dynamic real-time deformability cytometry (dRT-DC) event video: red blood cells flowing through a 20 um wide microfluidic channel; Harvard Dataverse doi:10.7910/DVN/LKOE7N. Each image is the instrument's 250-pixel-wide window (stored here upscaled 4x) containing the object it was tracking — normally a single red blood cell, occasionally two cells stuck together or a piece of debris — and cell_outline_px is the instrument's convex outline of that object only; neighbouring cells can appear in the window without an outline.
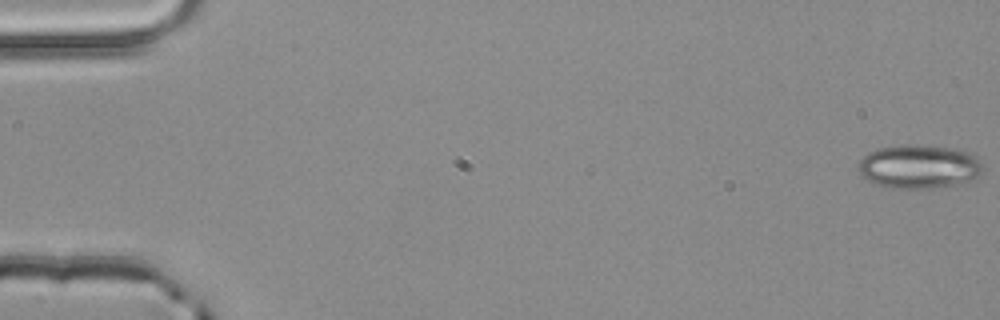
{"species": "common noctule bat (a hibernating species)", "species_latin": "Nyctalus noctula", "temperature_condition": "room temperature", "stored_images_in_passage": 4, "camera_frame_rate_fps": 3000, "um_per_image_px": 0.085, "animal": {"sex": "male", "body_mass_g": 20.4}, "frame": {"image": 1, "passage_image": 1, "time_ms": 0.0, "image_size_px": [1000, 320], "cell_outline_px": [[980, 172], [976, 176], [968, 180], [956, 184], [932, 188], [884, 188], [872, 184], [860, 172], [860, 160], [868, 152], [876, 148], [900, 144], [916, 144], [956, 148], [976, 156], [980, 160]], "centroid_in_image_um": [78.06, 14.14], "position_along_channel_um": 6.9, "area_um2": 31.73}}